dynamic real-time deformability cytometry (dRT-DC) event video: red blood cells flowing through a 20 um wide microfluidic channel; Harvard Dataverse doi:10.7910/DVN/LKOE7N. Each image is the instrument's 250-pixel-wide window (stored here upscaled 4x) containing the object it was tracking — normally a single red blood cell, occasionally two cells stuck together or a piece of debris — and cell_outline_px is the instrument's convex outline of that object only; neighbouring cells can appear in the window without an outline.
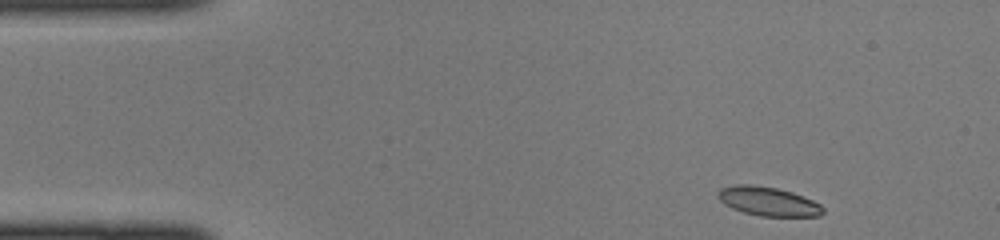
{"species": "common noctule bat (a hibernating species)", "species_latin": "Nyctalus noctula", "temperature_condition": "cold", "stored_images_in_passage": 41, "camera_frame_rate_fps": 3000, "um_per_image_px": 0.085, "animal": {"sex": "female", "body_mass_g": 22.0, "forearm_length_mm": 56.7}, "frame": {"image": 1, "passage_image": 1, "time_ms": 0.0, "image_size_px": [1000, 240], "cell_outline_px": [[824, 212], [820, 216], [760, 216], [744, 212], [732, 208], [724, 204], [716, 196], [720, 188], [736, 184], [752, 184], [776, 188], [792, 192], [804, 196], [820, 204], [824, 208]], "centroid_in_image_um": [65.29, 17.11], "position_along_channel_um": 19.7, "area_um2": 17.8}}
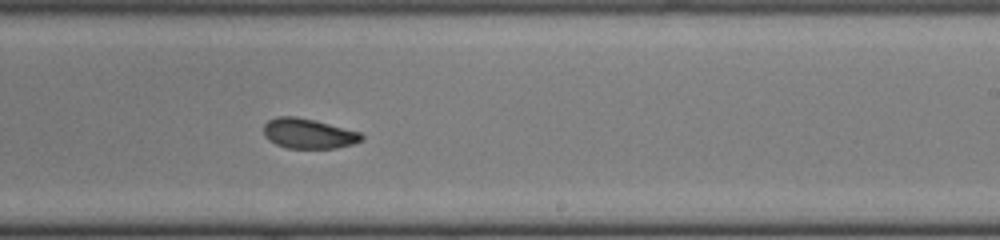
{"frame": {"image": 2, "passage_image": 23, "time_ms": 7.333, "image_size_px": [1000, 240], "cell_outline_px": [[364, 140], [352, 144], [336, 148], [288, 148], [276, 144], [268, 140], [264, 136], [264, 124], [268, 120], [276, 116], [296, 116], [360, 132], [364, 136]], "centroid_in_image_um": [26.2, 11.35], "position_along_channel_um": 262.8, "area_um2": 17.05}}
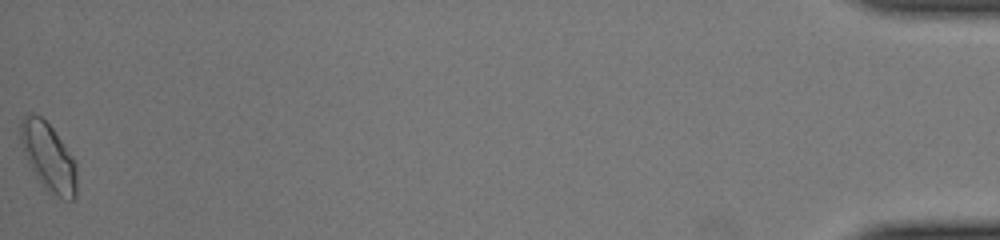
{"frame": {"image": 3, "passage_image": 41, "time_ms": 13.333, "image_size_px": [1000, 240], "cell_outline_px": [[76, 200], [64, 200], [48, 192], [40, 184], [28, 164], [20, 140], [20, 120], [28, 112], [32, 112], [40, 116], [52, 128], [72, 156], [76, 164]], "centroid_in_image_um": [4.1, 13.37], "position_along_channel_um": 431.1, "area_um2": 22.48}}